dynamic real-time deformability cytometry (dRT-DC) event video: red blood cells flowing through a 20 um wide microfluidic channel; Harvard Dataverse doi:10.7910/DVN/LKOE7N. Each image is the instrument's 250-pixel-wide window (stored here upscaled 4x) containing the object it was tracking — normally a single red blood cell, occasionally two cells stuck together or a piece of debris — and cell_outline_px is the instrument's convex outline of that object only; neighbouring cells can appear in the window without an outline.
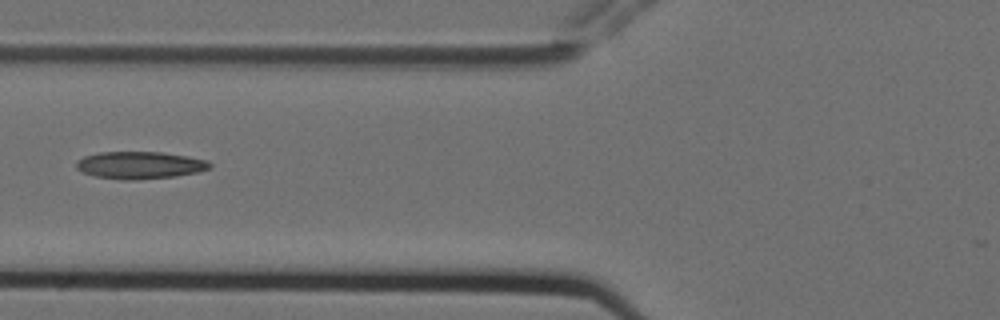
{"species": "Egyptian fruit bat (a non-hibernating species)", "species_latin": "Rousettus aegyptiacus", "temperature_condition": "cold", "stored_images_in_passage": 8, "camera_frame_rate_fps": 3000, "um_per_image_px": 0.085, "animal": {"sex": "female"}, "frame": {"image": 1, "passage_image": 7, "time_ms": 2.0, "image_size_px": [1000, 320], "cell_outline_px": [[212, 168], [200, 172], [176, 176], [136, 180], [124, 180], [96, 176], [84, 172], [76, 168], [76, 160], [84, 156], [100, 152], [160, 152], [188, 156], [208, 160], [212, 164]], "centroid_in_image_um": [11.93, 14.04], "position_along_channel_um": 113.9, "area_um2": 21.39}}
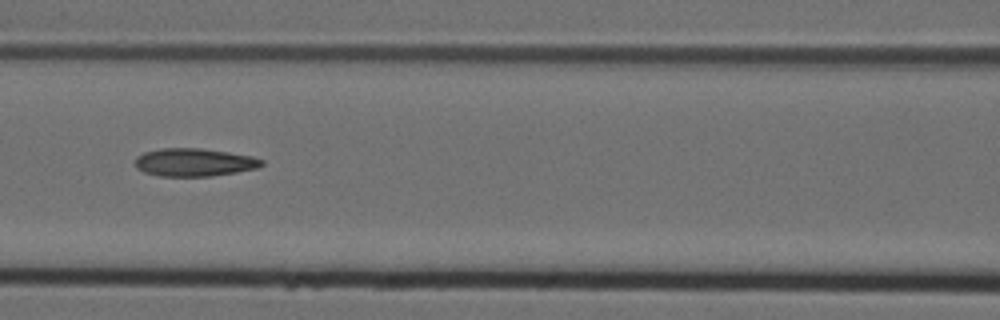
{"frame": {"image": 2, "passage_image": 8, "time_ms": 2.333, "image_size_px": [1000, 320], "cell_outline_px": [[264, 164], [260, 168], [212, 176], [160, 176], [144, 172], [136, 168], [136, 156], [144, 152], [160, 148], [200, 148], [228, 152], [252, 156], [264, 160]], "centroid_in_image_um": [16.53, 13.79], "position_along_channel_um": 150.1, "area_um2": 20.75}}